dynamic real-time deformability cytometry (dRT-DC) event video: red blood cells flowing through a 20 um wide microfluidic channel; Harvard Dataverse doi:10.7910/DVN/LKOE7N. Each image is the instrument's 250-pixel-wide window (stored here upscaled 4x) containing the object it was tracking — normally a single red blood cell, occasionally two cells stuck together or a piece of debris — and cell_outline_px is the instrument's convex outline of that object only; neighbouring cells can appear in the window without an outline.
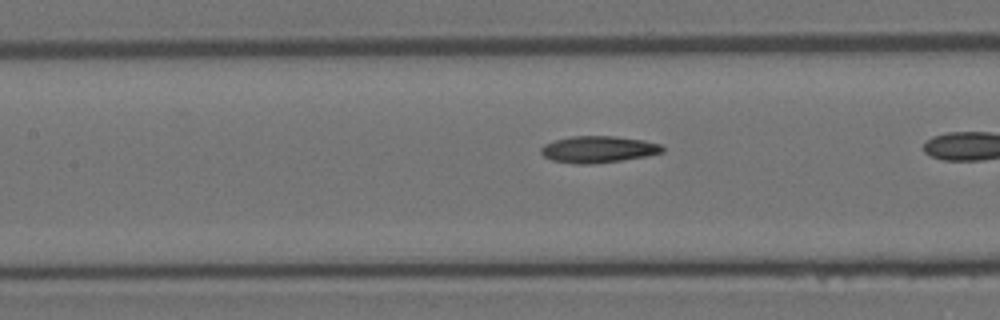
{"species": "Egyptian fruit bat (a non-hibernating species)", "species_latin": "Rousettus aegyptiacus", "temperature_condition": "room temperature", "stored_images_in_passage": 34, "segment_of_instrument_passage": [2, 2], "camera_frame_rate_fps": 3000, "um_per_image_px": 0.085, "animal": {"sex": "female"}, "frame": {"image": 1, "passage_image": 21, "time_ms": 6.667, "image_size_px": [1000, 320], "cell_outline_px": [[664, 152], [648, 156], [592, 164], [576, 164], [552, 160], [544, 156], [540, 152], [540, 148], [544, 144], [556, 140], [572, 136], [616, 136], [644, 140], [660, 144], [664, 148]], "centroid_in_image_um": [50.86, 12.69], "position_along_channel_um": 156.5, "area_um2": 18.9}}
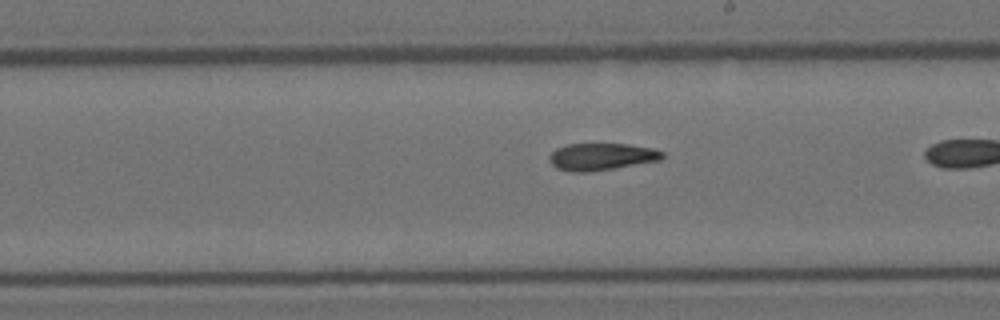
{"frame": {"image": 2, "passage_image": 27, "time_ms": 8.667, "image_size_px": [1000, 320], "cell_outline_px": [[664, 156], [660, 160], [588, 172], [568, 172], [556, 168], [548, 160], [548, 156], [556, 148], [568, 144], [628, 144], [652, 148], [664, 152]], "centroid_in_image_um": [51.08, 13.32], "position_along_channel_um": 237.9, "area_um2": 17.8}}
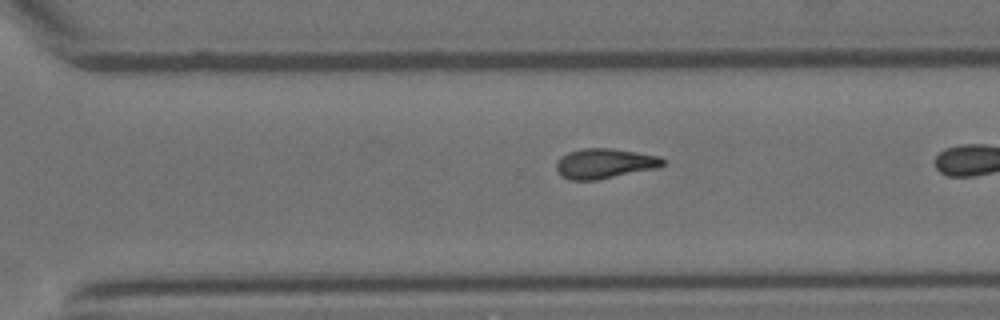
{"frame": {"image": 3, "passage_image": 33, "time_ms": 10.667, "image_size_px": [1000, 320], "cell_outline_px": [[668, 160], [664, 164], [656, 168], [596, 180], [568, 180], [560, 176], [556, 168], [556, 164], [568, 152], [584, 148], [612, 148], [660, 156]], "centroid_in_image_um": [51.41, 13.9], "position_along_channel_um": 319.2, "area_um2": 18.55}}